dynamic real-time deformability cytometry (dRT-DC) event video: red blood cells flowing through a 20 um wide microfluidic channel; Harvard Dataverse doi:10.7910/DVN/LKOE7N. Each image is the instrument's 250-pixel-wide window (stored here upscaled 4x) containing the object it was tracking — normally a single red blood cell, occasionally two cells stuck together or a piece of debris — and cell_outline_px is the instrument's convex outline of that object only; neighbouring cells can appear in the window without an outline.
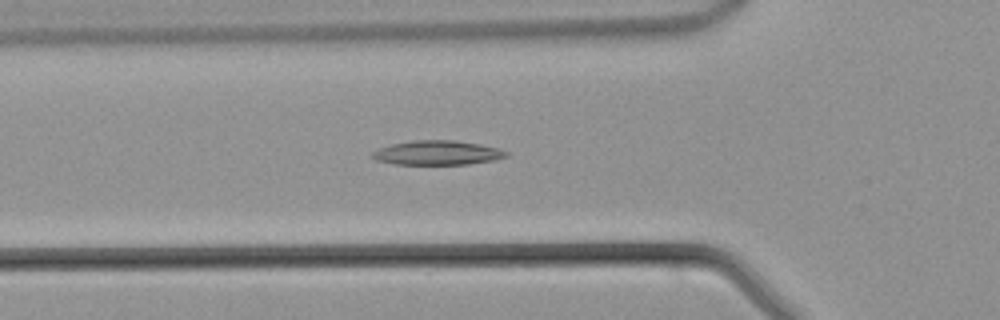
{"species": "common noctule bat (a hibernating species)", "species_latin": "Nyctalus noctula", "temperature_condition": "warm", "stored_images_in_passage": 36, "camera_frame_rate_fps": 3000, "um_per_image_px": 0.085, "animal": {"sex": "male", "body_mass_g": 21.5, "forearm_length_mm": 52.0}, "frame": {"image": 1, "passage_image": 7, "time_ms": 2.0, "image_size_px": [1000, 320], "cell_outline_px": [[508, 156], [496, 160], [468, 164], [396, 164], [376, 160], [368, 156], [372, 152], [380, 148], [392, 144], [412, 140], [452, 140], [480, 144], [496, 148], [508, 152]], "centroid_in_image_um": [37.16, 12.99], "position_along_channel_um": 88.6, "area_um2": 18.96}}
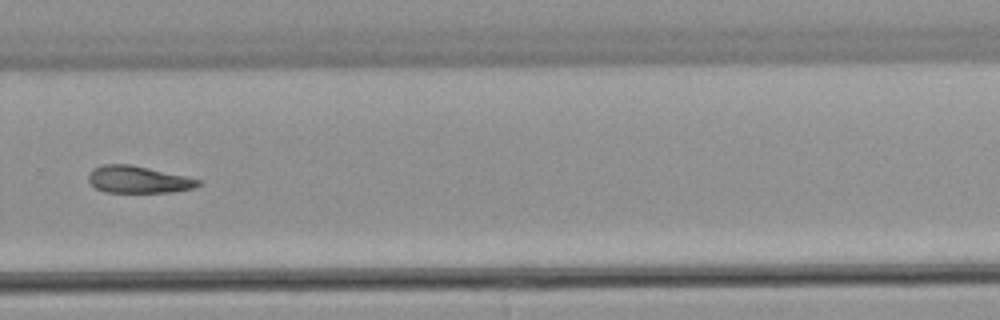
{"frame": {"image": 2, "passage_image": 22, "time_ms": 7.0, "image_size_px": [1000, 320], "cell_outline_px": [[200, 184], [192, 188], [172, 192], [104, 192], [96, 188], [88, 180], [88, 172], [92, 168], [104, 164], [128, 164], [148, 168], [184, 176], [200, 180]], "centroid_in_image_um": [11.68, 15.26], "position_along_channel_um": 318.1, "area_um2": 17.11}}
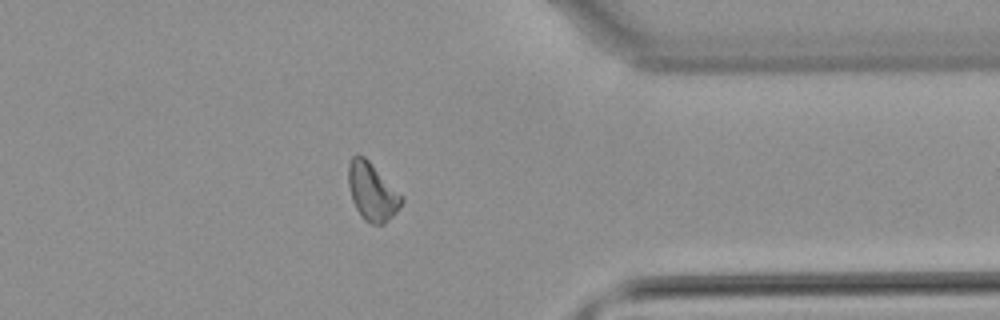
{"frame": {"image": 3, "passage_image": 27, "time_ms": 8.667, "image_size_px": [1000, 320], "cell_outline_px": [[404, 200], [396, 212], [384, 224], [372, 224], [364, 220], [360, 216], [352, 200], [348, 184], [348, 164], [352, 156], [364, 156], [404, 196]], "centroid_in_image_um": [31.63, 16.31], "position_along_channel_um": 379.8, "area_um2": 17.92}}